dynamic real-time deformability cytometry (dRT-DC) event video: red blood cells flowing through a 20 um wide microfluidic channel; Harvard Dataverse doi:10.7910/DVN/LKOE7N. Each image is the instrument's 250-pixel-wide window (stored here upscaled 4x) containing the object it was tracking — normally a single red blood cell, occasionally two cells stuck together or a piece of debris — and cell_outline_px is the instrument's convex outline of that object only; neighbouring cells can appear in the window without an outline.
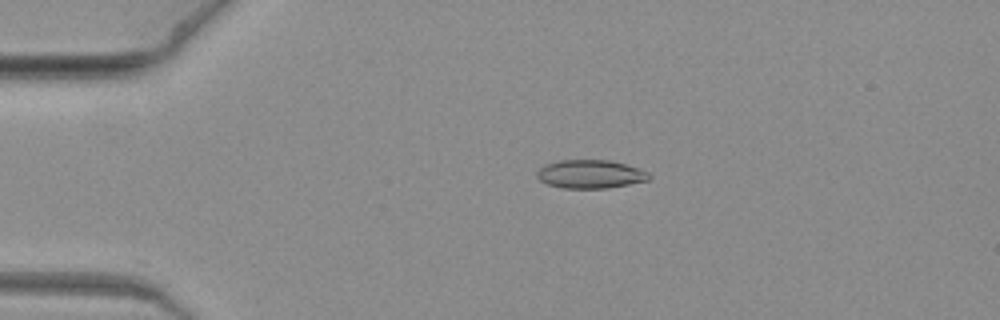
{"species": "common noctule bat (a hibernating species)", "species_latin": "Nyctalus noctula", "temperature_condition": "warm", "stored_images_in_passage": 5, "camera_frame_rate_fps": 3000, "um_per_image_px": 0.085, "animal": {"sex": "female", "body_mass_g": 19.3, "forearm_length_mm": 54.1}, "frame": {"image": 1, "passage_image": 3, "time_ms": 0.667, "image_size_px": [1000, 320], "cell_outline_px": [[652, 176], [648, 180], [608, 188], [560, 188], [548, 184], [540, 180], [536, 176], [536, 172], [544, 164], [560, 160], [608, 160], [624, 164], [648, 172]], "centroid_in_image_um": [50.14, 14.8], "position_along_channel_um": 34.9, "area_um2": 18.5}}